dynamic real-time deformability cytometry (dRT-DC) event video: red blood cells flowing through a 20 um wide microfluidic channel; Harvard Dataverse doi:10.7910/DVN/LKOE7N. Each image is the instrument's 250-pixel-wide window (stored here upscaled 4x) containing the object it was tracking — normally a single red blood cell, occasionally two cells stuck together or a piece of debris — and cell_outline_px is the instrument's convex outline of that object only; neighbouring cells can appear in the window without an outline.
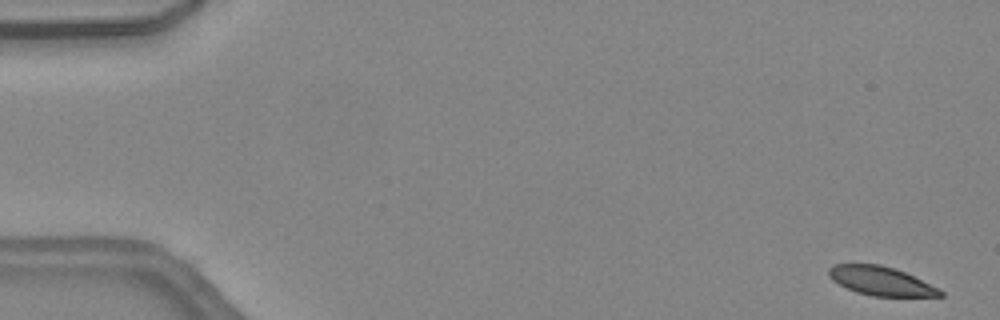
{"species": "common noctule bat (a hibernating species)", "species_latin": "Nyctalus noctula", "temperature_condition": "warm", "stored_images_in_passage": 11, "camera_frame_rate_fps": 3000, "um_per_image_px": 0.085, "animal": {"sex": "female", "body_mass_g": 24.6, "forearm_length_mm": 56.2}, "frame": {"image": 1, "passage_image": 1, "time_ms": 0.0, "image_size_px": [1000, 320], "cell_outline_px": [[944, 296], [872, 296], [856, 292], [832, 280], [828, 276], [828, 268], [832, 264], [880, 264], [904, 272], [940, 288], [944, 292]], "centroid_in_image_um": [74.87, 23.88], "position_along_channel_um": 10.1, "area_um2": 18.67}}